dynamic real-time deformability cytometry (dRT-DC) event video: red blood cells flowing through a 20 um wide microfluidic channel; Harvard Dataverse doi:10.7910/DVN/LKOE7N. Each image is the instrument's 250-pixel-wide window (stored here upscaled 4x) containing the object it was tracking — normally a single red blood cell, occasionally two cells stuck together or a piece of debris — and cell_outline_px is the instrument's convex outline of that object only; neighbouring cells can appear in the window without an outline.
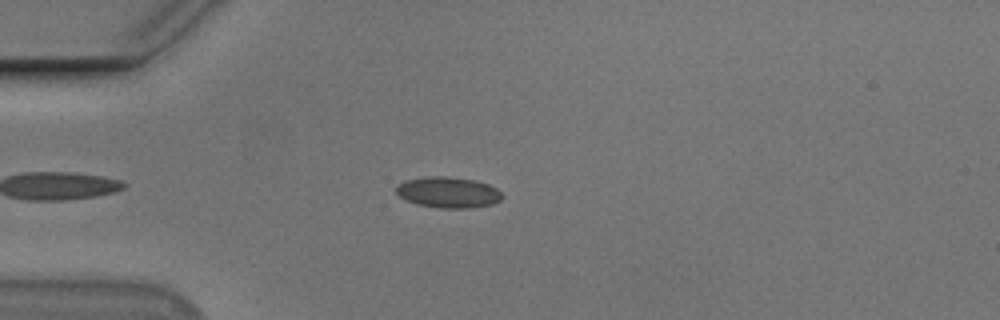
{"species": "Egyptian fruit bat (a non-hibernating species)", "species_latin": "Rousettus aegyptiacus", "temperature_condition": "cold", "stored_images_in_passage": 48, "camera_frame_rate_fps": 3000, "um_per_image_px": 0.085, "animal": {"sex": "male"}, "frame": {"image": 1, "passage_image": 8, "time_ms": 2.333, "image_size_px": [1000, 320], "cell_outline_px": [[504, 196], [500, 200], [492, 204], [472, 208], [440, 208], [416, 204], [400, 196], [396, 192], [396, 184], [404, 180], [424, 176], [448, 176], [472, 180], [488, 184], [496, 188]], "centroid_in_image_um": [38.07, 16.34], "position_along_channel_um": 46.9, "area_um2": 19.19}}
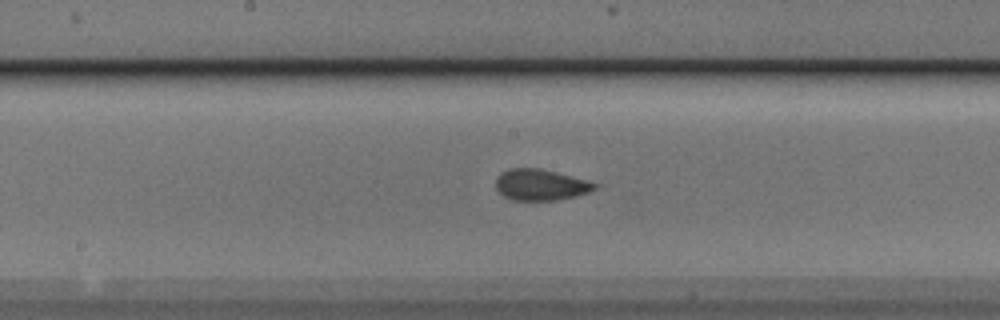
{"frame": {"image": 2, "passage_image": 22, "time_ms": 7.0, "image_size_px": [1000, 320], "cell_outline_px": [[600, 184], [596, 188], [588, 192], [576, 196], [556, 200], [512, 200], [504, 196], [496, 188], [496, 176], [500, 172], [508, 168], [540, 168], [588, 180]], "centroid_in_image_um": [45.95, 15.7], "position_along_channel_um": 202.3, "area_um2": 18.09}}
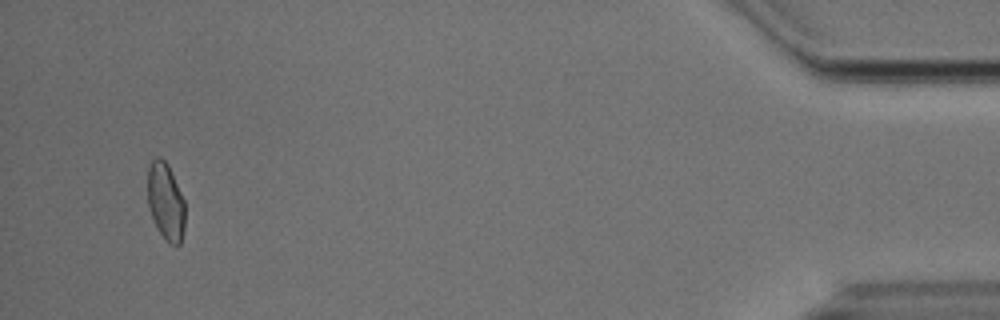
{"frame": {"image": 3, "passage_image": 46, "time_ms": 15.0, "image_size_px": [1000, 320], "cell_outline_px": [[184, 228], [180, 244], [176, 248], [160, 232], [152, 216], [148, 204], [148, 168], [152, 160], [156, 156], [160, 156], [168, 164], [184, 200]], "centroid_in_image_um": [14.09, 17.1], "position_along_channel_um": 421.1, "area_um2": 16.59}, "authors_computed_cell_mechanics": {"area_um2": 18.0336, "velocity_mm_per_s": 3.7063, "shape_relaxation_time_tau1_ms": 2.4301, "shape_relaxation_time_tau2_ms": 3.3892, "deformation_change_tau1": 0.0653, "deformation_change_tau2": 0.0732}}